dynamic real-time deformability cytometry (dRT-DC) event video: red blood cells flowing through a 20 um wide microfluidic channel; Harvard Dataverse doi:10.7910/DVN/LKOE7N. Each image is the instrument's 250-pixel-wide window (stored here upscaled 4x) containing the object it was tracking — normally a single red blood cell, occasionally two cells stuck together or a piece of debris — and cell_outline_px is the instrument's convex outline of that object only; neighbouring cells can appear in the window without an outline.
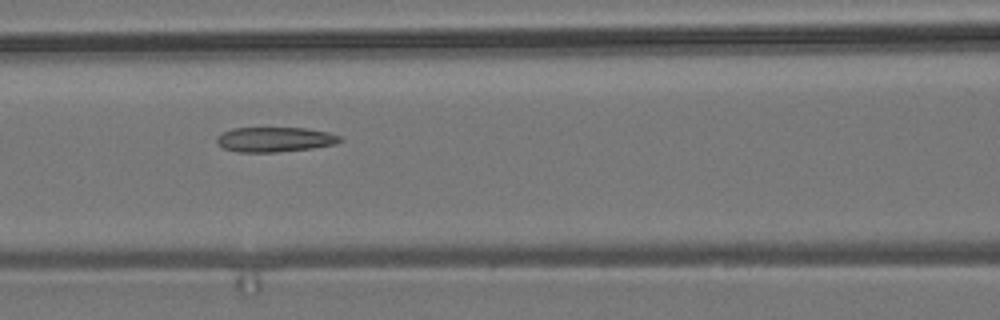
{"species": "common noctule bat (a hibernating species)", "species_latin": "Nyctalus noctula", "temperature_condition": "room temperature", "stored_images_in_passage": 11, "camera_frame_rate_fps": 3000, "um_per_image_px": 0.085, "animal": {"sex": "male", "body_mass_g": 19.2, "forearm_length_mm": 51.8}, "frame": {"image": 1, "passage_image": 7, "time_ms": 2.0, "image_size_px": [1000, 320], "cell_outline_px": [[344, 140], [336, 144], [312, 148], [276, 152], [236, 152], [224, 148], [216, 140], [216, 136], [232, 128], [308, 128], [328, 132], [340, 136]], "centroid_in_image_um": [23.39, 11.85], "position_along_channel_um": 143.2, "area_um2": 17.86}}
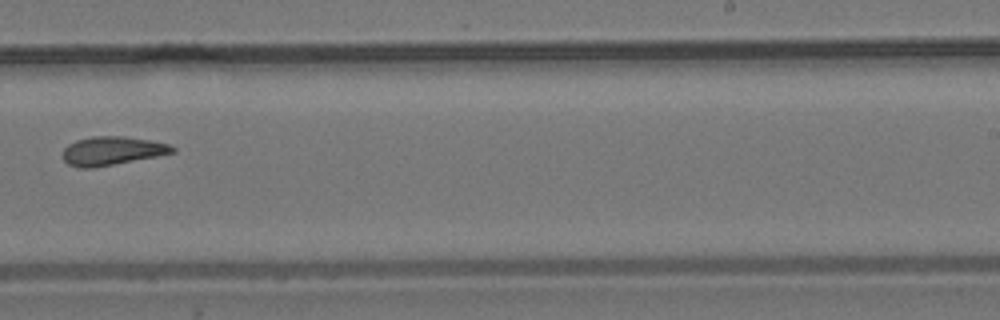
{"frame": {"image": 2, "passage_image": 10, "time_ms": 3.0, "image_size_px": [1000, 320], "cell_outline_px": [[176, 152], [156, 156], [92, 168], [80, 168], [68, 164], [64, 160], [64, 148], [68, 144], [76, 140], [92, 136], [124, 136], [148, 140], [168, 144], [176, 148]], "centroid_in_image_um": [9.51, 12.81], "position_along_channel_um": 279.5, "area_um2": 18.09}}
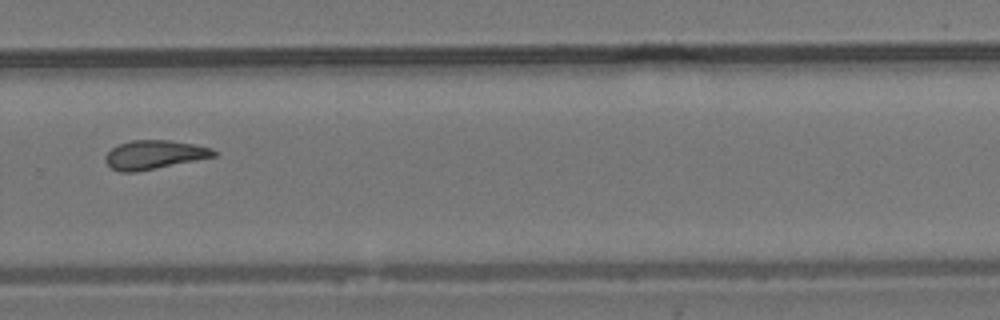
{"frame": {"image": 3, "passage_image": 11, "time_ms": 3.333, "image_size_px": [1000, 320], "cell_outline_px": [[216, 156], [136, 172], [120, 172], [112, 168], [104, 160], [104, 156], [112, 148], [120, 144], [132, 140], [168, 140], [192, 144], [212, 148], [216, 152]], "centroid_in_image_um": [13.08, 13.15], "position_along_channel_um": 316.7, "area_um2": 17.98}}